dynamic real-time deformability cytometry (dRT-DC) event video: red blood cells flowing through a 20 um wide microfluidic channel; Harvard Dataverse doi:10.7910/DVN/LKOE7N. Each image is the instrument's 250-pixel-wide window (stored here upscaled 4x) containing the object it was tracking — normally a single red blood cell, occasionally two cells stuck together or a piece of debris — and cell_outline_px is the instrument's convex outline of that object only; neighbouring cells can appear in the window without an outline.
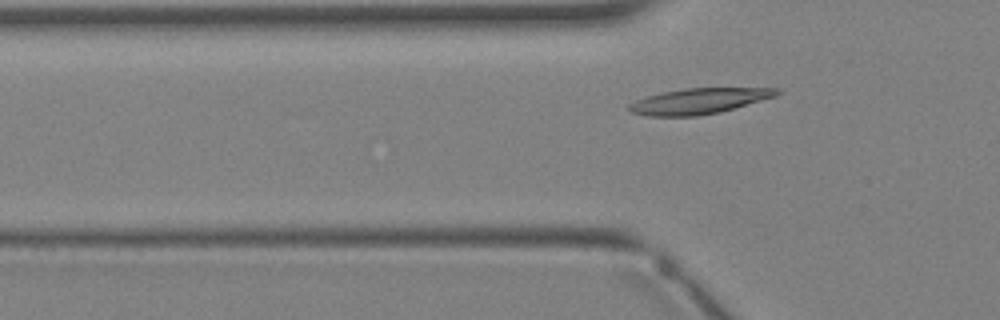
{"species": "Egyptian fruit bat (a non-hibernating species)", "species_latin": "Rousettus aegyptiacus", "temperature_condition": "warm", "stored_images_in_passage": 3, "camera_frame_rate_fps": 3000, "um_per_image_px": 0.085, "animal": {"sex": "female"}, "frame": {"image": 1, "passage_image": 3, "time_ms": 2.333, "image_size_px": [1000, 320], "cell_outline_px": [[780, 92], [776, 96], [720, 112], [696, 116], [648, 116], [632, 112], [628, 108], [628, 104], [636, 100], [648, 96], [664, 92], [684, 88], [780, 88]], "centroid_in_image_um": [59.41, 8.59], "position_along_channel_um": 66.4, "area_um2": 21.85}}